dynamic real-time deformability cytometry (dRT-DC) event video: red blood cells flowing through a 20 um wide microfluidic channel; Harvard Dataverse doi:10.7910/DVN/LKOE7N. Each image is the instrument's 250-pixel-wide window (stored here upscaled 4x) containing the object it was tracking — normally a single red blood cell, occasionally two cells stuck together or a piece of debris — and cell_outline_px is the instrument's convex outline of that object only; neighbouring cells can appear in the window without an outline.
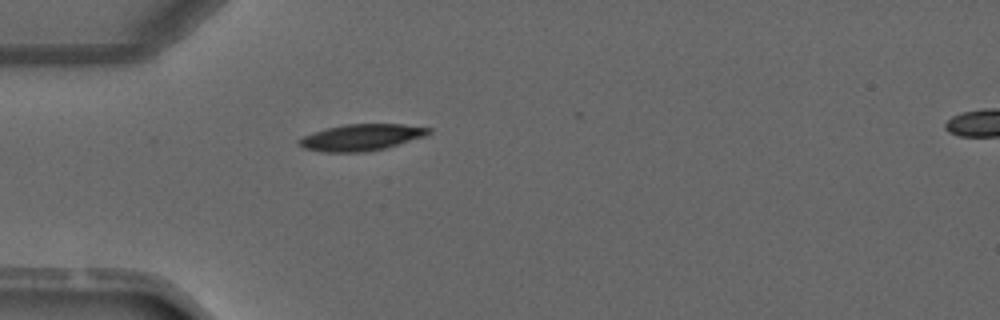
{"species": "common noctule bat (a hibernating species)", "species_latin": "Nyctalus noctula", "temperature_condition": "warm", "stored_images_in_passage": 2, "camera_frame_rate_fps": 3000, "um_per_image_px": 0.085, "animal": {"sex": "male", "forearm_length_mm": 52.5}, "frame": {"image": 1, "passage_image": 2, "time_ms": 2.0, "image_size_px": [1000, 320], "cell_outline_px": [[432, 132], [424, 136], [384, 148], [364, 152], [324, 152], [304, 148], [296, 140], [304, 136], [328, 128], [344, 124], [400, 124], [432, 128]], "centroid_in_image_um": [30.72, 11.67], "position_along_channel_um": 54.3, "area_um2": 19.65}}